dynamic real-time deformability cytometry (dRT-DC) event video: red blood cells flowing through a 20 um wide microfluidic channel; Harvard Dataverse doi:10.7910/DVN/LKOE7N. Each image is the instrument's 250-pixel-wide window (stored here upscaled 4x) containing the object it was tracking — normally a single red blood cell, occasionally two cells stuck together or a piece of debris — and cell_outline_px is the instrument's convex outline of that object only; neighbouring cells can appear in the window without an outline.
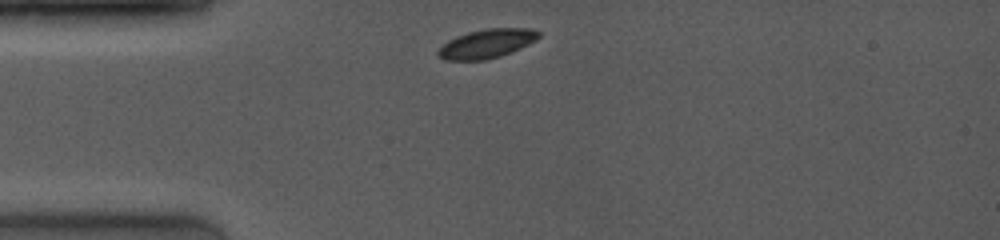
{"species": "common noctule bat (a hibernating species)", "species_latin": "Nyctalus noctula", "temperature_condition": "room temperature", "stored_images_in_passage": 28, "camera_frame_rate_fps": 4000, "um_per_image_px": 0.085, "animal": {"sex": "female", "body_mass_g": 19.0, "forearm_length_mm": 53.3}, "frame": {"image": 1, "passage_image": 1, "time_ms": 0.0, "image_size_px": [1000, 240], "cell_outline_px": [[540, 36], [536, 40], [512, 52], [500, 56], [484, 60], [444, 60], [436, 56], [436, 52], [448, 40], [456, 36], [468, 32], [488, 28], [532, 28], [540, 32]], "centroid_in_image_um": [41.36, 3.71], "position_along_channel_um": 43.6, "area_um2": 17.05}}
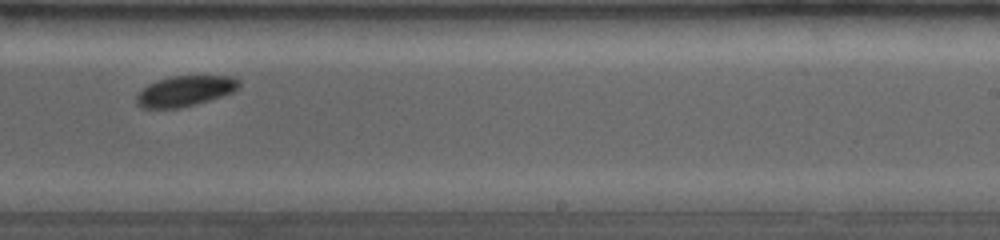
{"frame": {"image": 2, "passage_image": 17, "time_ms": 6.25, "image_size_px": [1000, 240], "cell_outline_px": [[240, 84], [232, 92], [196, 104], [180, 108], [140, 108], [136, 104], [136, 96], [148, 84], [156, 80], [168, 76], [232, 76], [240, 80]], "centroid_in_image_um": [15.69, 7.73], "position_along_channel_um": 273.3, "area_um2": 18.15}}
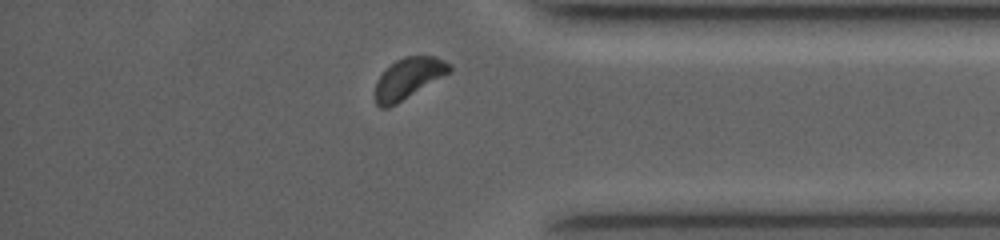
{"frame": {"image": 3, "passage_image": 26, "time_ms": 9.5, "image_size_px": [1000, 240], "cell_outline_px": [[452, 72], [396, 104], [388, 108], [380, 108], [376, 104], [376, 80], [396, 60], [404, 56], [436, 56], [452, 64]], "centroid_in_image_um": [34.76, 6.65], "position_along_channel_um": 400.4, "area_um2": 17.69}, "authors_computed_cell_mechanics": {"area_um2": 18.3515, "velocity_mm_per_s": 4.0113, "shape_relaxation_time_tau1_ms": 1.9167, "shape_relaxation_time_tau2_ms": null, "deformation_change_tau1": 0.0824, "deformation_change_tau2": null}}